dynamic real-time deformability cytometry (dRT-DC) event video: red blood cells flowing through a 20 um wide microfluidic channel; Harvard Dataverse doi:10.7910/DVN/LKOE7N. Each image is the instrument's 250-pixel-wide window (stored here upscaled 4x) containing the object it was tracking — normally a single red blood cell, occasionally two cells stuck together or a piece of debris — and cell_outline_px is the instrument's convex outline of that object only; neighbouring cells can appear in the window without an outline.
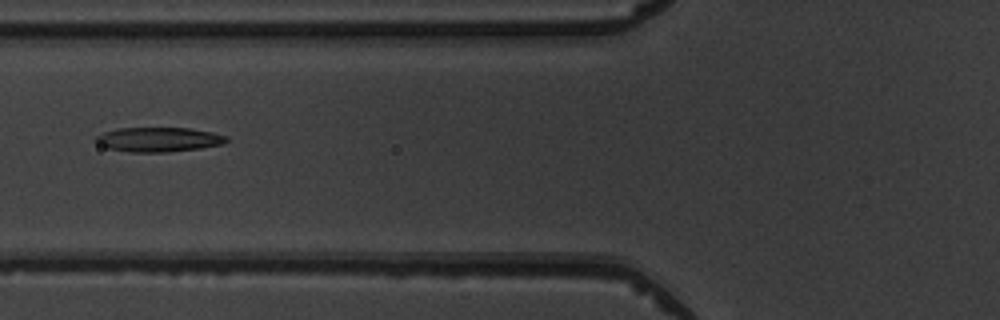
{"species": "common noctule bat (a hibernating species)", "species_latin": "Nyctalus noctula", "temperature_condition": "warm", "stored_images_in_passage": 6, "camera_frame_rate_fps": 3000, "um_per_image_px": 0.085, "animal": {"sex": "male", "body_mass_g": 19.5, "forearm_length_mm": 54.6}, "frame": {"image": 1, "passage_image": 6, "time_ms": 6.667, "image_size_px": [1000, 320], "cell_outline_px": [[228, 140], [224, 144], [200, 148], [168, 152], [128, 152], [108, 148], [92, 140], [96, 136], [104, 132], [120, 128], [188, 128], [212, 132], [228, 136]], "centroid_in_image_um": [13.49, 11.86], "position_along_channel_um": 112.3, "area_um2": 18.67}}